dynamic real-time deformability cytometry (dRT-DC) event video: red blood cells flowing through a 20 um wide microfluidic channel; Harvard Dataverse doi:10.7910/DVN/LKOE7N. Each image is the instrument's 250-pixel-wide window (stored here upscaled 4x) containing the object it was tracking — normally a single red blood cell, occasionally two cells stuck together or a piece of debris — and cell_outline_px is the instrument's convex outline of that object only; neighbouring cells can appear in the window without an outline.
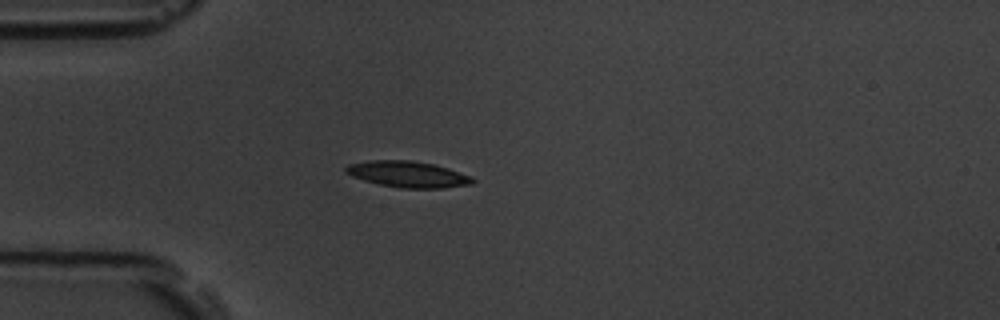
{"species": "common noctule bat (a hibernating species)", "species_latin": "Nyctalus noctula", "temperature_condition": "room temperature", "stored_images_in_passage": 4, "camera_frame_rate_fps": 3000, "um_per_image_px": 0.085, "animal": {"sex": "male", "body_mass_g": 19.5, "forearm_length_mm": 54.6}, "frame": {"image": 1, "passage_image": 4, "time_ms": 3.333, "image_size_px": [1000, 320], "cell_outline_px": [[476, 180], [472, 184], [440, 188], [400, 188], [380, 184], [364, 180], [352, 176], [344, 172], [344, 168], [348, 164], [372, 160], [408, 160], [432, 164], [448, 168], [472, 176]], "centroid_in_image_um": [34.66, 14.81], "position_along_channel_um": 50.3, "area_um2": 19.25}}